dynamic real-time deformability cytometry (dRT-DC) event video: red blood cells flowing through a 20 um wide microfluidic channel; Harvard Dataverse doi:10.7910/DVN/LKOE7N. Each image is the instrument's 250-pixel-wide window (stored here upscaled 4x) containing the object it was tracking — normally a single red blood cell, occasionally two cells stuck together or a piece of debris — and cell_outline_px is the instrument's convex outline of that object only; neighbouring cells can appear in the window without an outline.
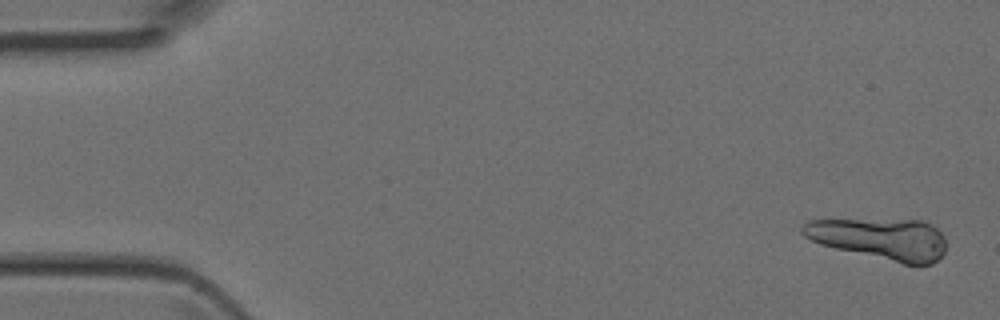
{"species": "Egyptian fruit bat (a non-hibernating species)", "species_latin": "Rousettus aegyptiacus", "temperature_condition": "room temperature", "stored_images_in_passage": 4, "camera_frame_rate_fps": 3000, "um_per_image_px": 0.085, "animal": {"sex": "female"}, "frame": {"image": 1, "passage_image": 1, "time_ms": 0.0, "image_size_px": [1000, 320], "cell_outline_px": [[944, 252], [932, 264], [904, 264], [836, 248], [820, 244], [804, 236], [800, 232], [800, 228], [808, 220], [924, 220], [932, 224], [944, 236]], "centroid_in_image_um": [74.83, 20.29], "position_along_channel_um": 10.2, "area_um2": 34.39}}